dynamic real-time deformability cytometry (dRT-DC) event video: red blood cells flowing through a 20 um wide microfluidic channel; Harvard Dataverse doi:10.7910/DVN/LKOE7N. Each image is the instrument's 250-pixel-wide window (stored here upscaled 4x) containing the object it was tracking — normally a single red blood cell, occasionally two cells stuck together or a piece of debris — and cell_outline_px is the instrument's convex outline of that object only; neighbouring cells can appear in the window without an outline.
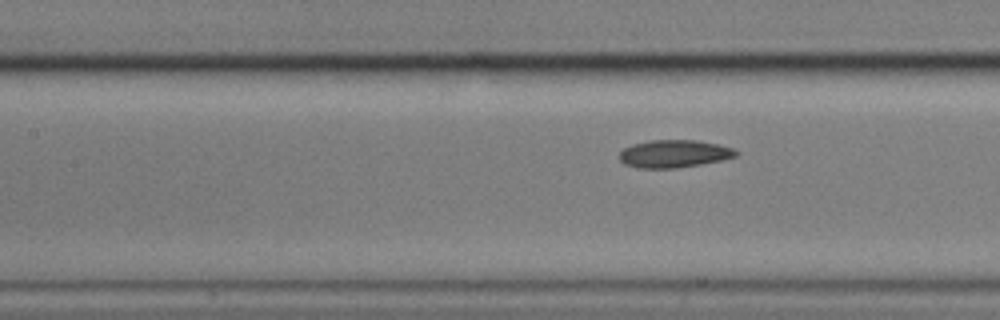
{"species": "common noctule bat (a hibernating species)", "species_latin": "Nyctalus noctula", "temperature_condition": "cold", "stored_images_in_passage": 5, "segment_of_instrument_passage": [2, 2], "camera_frame_rate_fps": 3000, "um_per_image_px": 0.085, "animal": {"sex": "male", "body_mass_g": 17.9}, "frame": {"image": 1, "passage_image": 5, "time_ms": 1.333, "image_size_px": [1000, 320], "cell_outline_px": [[740, 152], [736, 156], [720, 160], [700, 164], [676, 168], [636, 168], [624, 164], [620, 160], [620, 152], [624, 148], [632, 144], [648, 140], [696, 140], [720, 144], [732, 148]], "centroid_in_image_um": [57.28, 13.06], "position_along_channel_um": 150.1, "area_um2": 18.84}}